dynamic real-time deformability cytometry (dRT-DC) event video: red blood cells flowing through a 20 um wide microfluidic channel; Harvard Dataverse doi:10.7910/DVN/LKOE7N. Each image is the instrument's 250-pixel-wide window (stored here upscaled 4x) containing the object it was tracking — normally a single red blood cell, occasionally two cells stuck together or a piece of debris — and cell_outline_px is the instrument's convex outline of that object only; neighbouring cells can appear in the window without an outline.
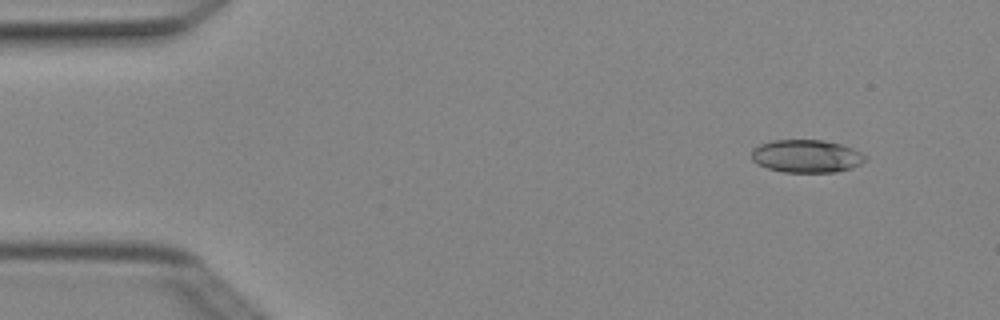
{"species": "Egyptian fruit bat (a non-hibernating species)", "species_latin": "Rousettus aegyptiacus", "temperature_condition": "cold", "stored_images_in_passage": 6, "camera_frame_rate_fps": 3000, "um_per_image_px": 0.085, "animal": {"sex": "female"}, "frame": {"image": 1, "passage_image": 2, "time_ms": 0.333, "image_size_px": [1000, 320], "cell_outline_px": [[868, 160], [852, 168], [836, 172], [784, 172], [768, 168], [756, 164], [752, 160], [752, 148], [760, 144], [772, 140], [820, 140], [840, 144], [852, 148], [868, 156]], "centroid_in_image_um": [68.56, 13.28], "position_along_channel_um": 16.4, "area_um2": 21.91}}
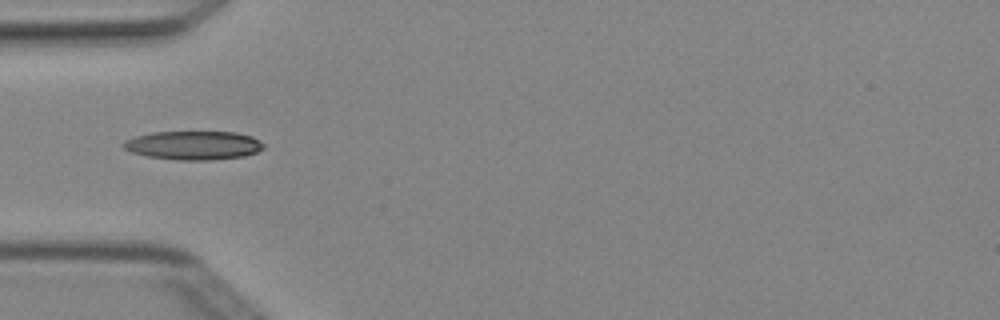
{"frame": {"image": 2, "passage_image": 5, "time_ms": 1.333, "image_size_px": [1000, 320], "cell_outline_px": [[264, 148], [256, 152], [244, 156], [212, 160], [176, 160], [144, 156], [128, 152], [124, 148], [124, 140], [136, 136], [152, 132], [236, 132], [252, 136], [260, 140], [264, 144]], "centroid_in_image_um": [16.44, 12.36], "position_along_channel_um": 68.6, "area_um2": 23.7}}
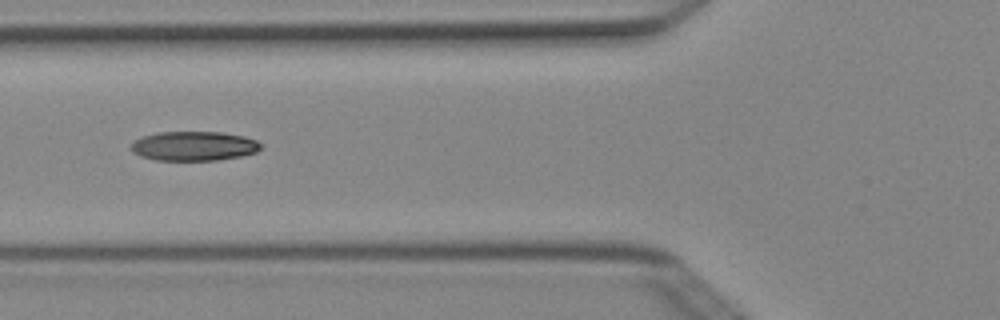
{"frame": {"image": 3, "passage_image": 6, "time_ms": 1.667, "image_size_px": [1000, 320], "cell_outline_px": [[264, 144], [256, 152], [240, 156], [216, 160], [156, 160], [140, 156], [132, 152], [132, 144], [136, 140], [144, 136], [156, 132], [220, 132], [244, 136], [256, 140]], "centroid_in_image_um": [16.5, 12.41], "position_along_channel_um": 109.3, "area_um2": 22.14}}